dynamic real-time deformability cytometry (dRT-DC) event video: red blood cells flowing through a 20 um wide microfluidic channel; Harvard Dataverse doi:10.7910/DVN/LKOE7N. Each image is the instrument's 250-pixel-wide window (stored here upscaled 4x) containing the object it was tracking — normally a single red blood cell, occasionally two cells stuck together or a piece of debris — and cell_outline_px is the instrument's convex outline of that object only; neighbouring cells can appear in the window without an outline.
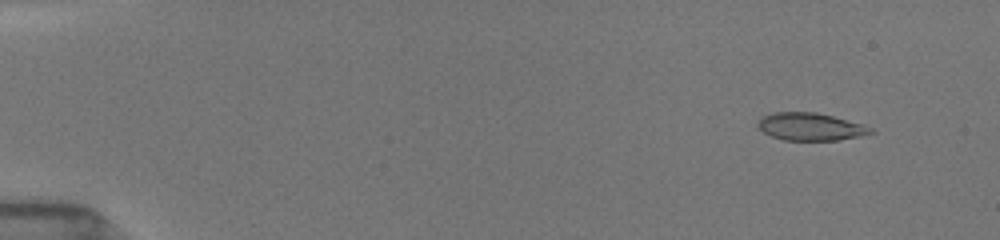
{"species": "common noctule bat (a hibernating species)", "species_latin": "Nyctalus noctula", "temperature_condition": "room temperature", "stored_images_in_passage": 17, "camera_frame_rate_fps": 3000, "um_per_image_px": 0.085, "animal": {"sex": "female", "body_mass_g": 19.5, "forearm_length_mm": 54.1}, "frame": {"image": 1, "passage_image": 5, "time_ms": 1.333, "image_size_px": [1000, 240], "cell_outline_px": [[876, 132], [860, 136], [840, 140], [784, 140], [772, 136], [764, 132], [756, 124], [760, 116], [772, 112], [816, 112], [864, 124], [872, 128]], "centroid_in_image_um": [68.89, 10.76], "position_along_channel_um": 16.1, "area_um2": 18.26}}